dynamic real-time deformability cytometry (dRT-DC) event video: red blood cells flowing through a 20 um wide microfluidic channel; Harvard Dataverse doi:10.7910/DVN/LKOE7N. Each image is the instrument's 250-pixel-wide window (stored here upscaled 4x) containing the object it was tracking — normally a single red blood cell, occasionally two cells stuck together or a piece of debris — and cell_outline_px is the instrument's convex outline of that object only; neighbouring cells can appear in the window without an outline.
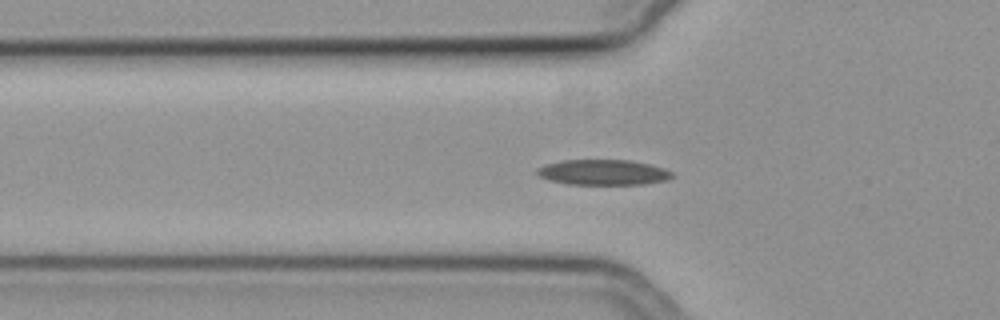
{"species": "common noctule bat (a hibernating species)", "species_latin": "Nyctalus noctula", "temperature_condition": "cold", "stored_images_in_passage": 37, "camera_frame_rate_fps": 3000, "um_per_image_px": 0.085, "animal": {"sex": "female", "body_mass_g": 19.3, "forearm_length_mm": 54.1}, "frame": {"image": 1, "passage_image": 12, "time_ms": 3.667, "image_size_px": [1000, 320], "cell_outline_px": [[676, 176], [668, 180], [644, 184], [568, 184], [548, 180], [540, 176], [536, 172], [536, 168], [548, 164], [564, 160], [628, 160], [648, 164], [664, 168], [672, 172]], "centroid_in_image_um": [51.3, 14.65], "position_along_channel_um": 74.5, "area_um2": 19.94}}
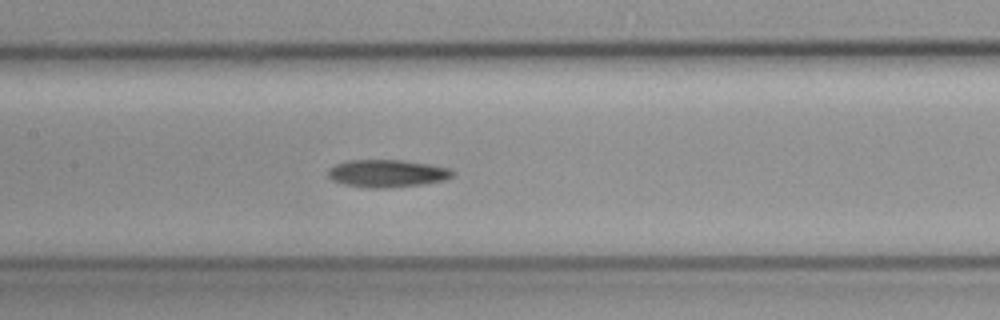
{"frame": {"image": 2, "passage_image": 20, "time_ms": 6.333, "image_size_px": [1000, 320], "cell_outline_px": [[456, 172], [452, 176], [444, 180], [424, 184], [388, 188], [368, 188], [344, 184], [332, 180], [328, 176], [328, 172], [336, 164], [348, 160], [404, 160], [428, 164], [448, 168]], "centroid_in_image_um": [32.92, 14.74], "position_along_channel_um": 174.5, "area_um2": 19.94}}
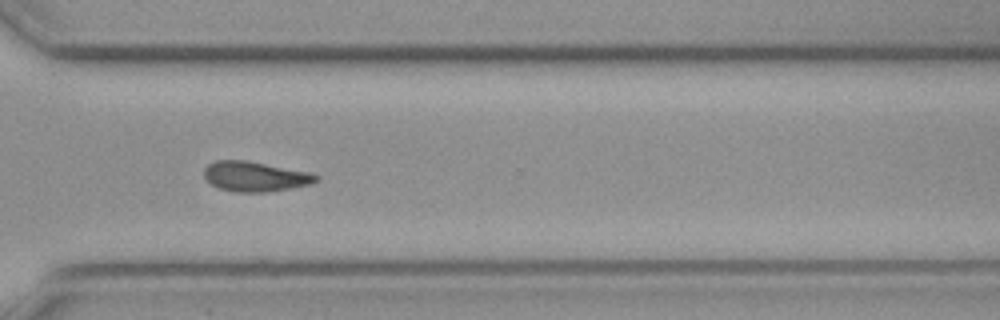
{"frame": {"image": 3, "passage_image": 34, "time_ms": 11.0, "image_size_px": [1000, 320], "cell_outline_px": [[320, 180], [312, 184], [264, 192], [236, 192], [220, 188], [212, 184], [204, 176], [204, 168], [208, 164], [216, 160], [244, 160], [312, 172], [320, 176]], "centroid_in_image_um": [21.73, 14.99], "position_along_channel_um": 348.9, "area_um2": 19.54}}